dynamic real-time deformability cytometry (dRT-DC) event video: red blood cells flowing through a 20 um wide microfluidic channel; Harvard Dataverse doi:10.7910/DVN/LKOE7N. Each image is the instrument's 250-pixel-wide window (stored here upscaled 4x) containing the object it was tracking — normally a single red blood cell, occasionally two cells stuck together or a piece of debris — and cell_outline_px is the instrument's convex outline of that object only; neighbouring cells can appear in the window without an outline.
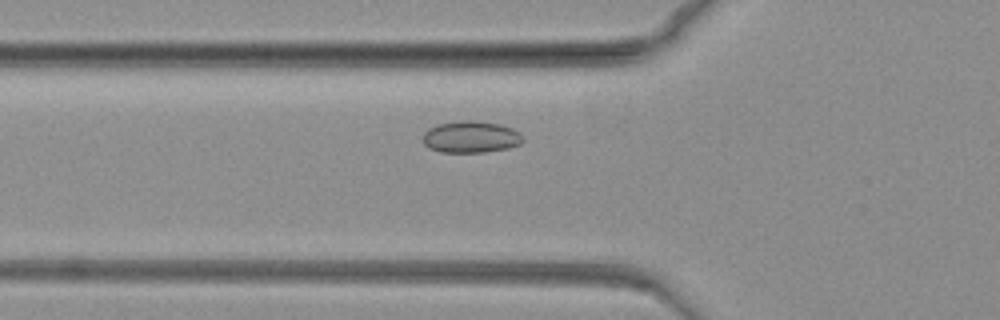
{"species": "common noctule bat (a hibernating species)", "species_latin": "Nyctalus noctula", "temperature_condition": "warm", "stored_images_in_passage": 5, "camera_frame_rate_fps": 3000, "um_per_image_px": 0.085, "animal": {"sex": "female", "body_mass_g": 19.3, "forearm_length_mm": 54.1}, "frame": {"image": 1, "passage_image": 2, "time_ms": 0.333, "image_size_px": [1000, 320], "cell_outline_px": [[524, 140], [520, 144], [508, 148], [484, 152], [440, 152], [428, 148], [424, 144], [424, 132], [428, 128], [436, 124], [464, 120], [472, 120], [500, 124], [512, 128], [520, 132], [524, 136]], "centroid_in_image_um": [40.04, 11.63], "position_along_channel_um": 85.8, "area_um2": 18.67}}